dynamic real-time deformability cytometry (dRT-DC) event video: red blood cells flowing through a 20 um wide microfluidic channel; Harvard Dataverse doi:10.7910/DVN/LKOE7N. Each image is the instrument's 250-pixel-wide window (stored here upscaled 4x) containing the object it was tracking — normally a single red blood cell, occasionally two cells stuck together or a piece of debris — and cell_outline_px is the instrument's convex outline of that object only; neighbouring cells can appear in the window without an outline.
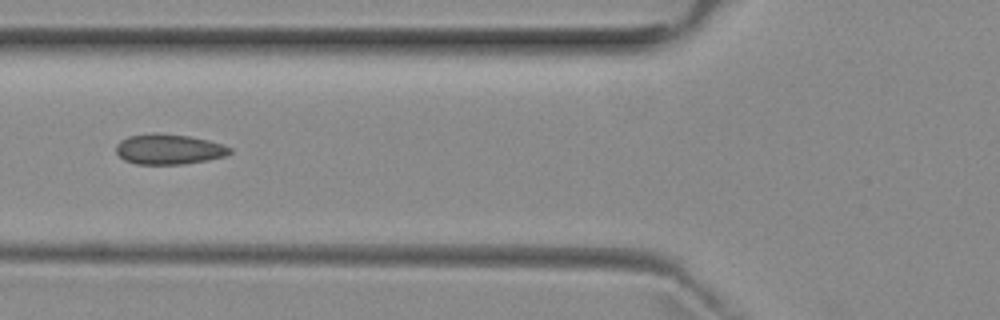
{"species": "common noctule bat (a hibernating species)", "species_latin": "Nyctalus noctula", "temperature_condition": "room temperature", "stored_images_in_passage": 5, "camera_frame_rate_fps": 3000, "um_per_image_px": 0.085, "animal": {"sex": "female", "body_mass_g": 29.2, "forearm_length_mm": 56.3}, "frame": {"image": 1, "passage_image": 5, "time_ms": 4.667, "image_size_px": [1000, 320], "cell_outline_px": [[232, 152], [224, 156], [208, 160], [184, 164], [136, 164], [124, 160], [116, 152], [116, 144], [120, 140], [128, 136], [152, 132], [156, 132], [188, 136], [208, 140], [232, 148]], "centroid_in_image_um": [14.32, 12.68], "position_along_channel_um": 111.5, "area_um2": 20.17}}